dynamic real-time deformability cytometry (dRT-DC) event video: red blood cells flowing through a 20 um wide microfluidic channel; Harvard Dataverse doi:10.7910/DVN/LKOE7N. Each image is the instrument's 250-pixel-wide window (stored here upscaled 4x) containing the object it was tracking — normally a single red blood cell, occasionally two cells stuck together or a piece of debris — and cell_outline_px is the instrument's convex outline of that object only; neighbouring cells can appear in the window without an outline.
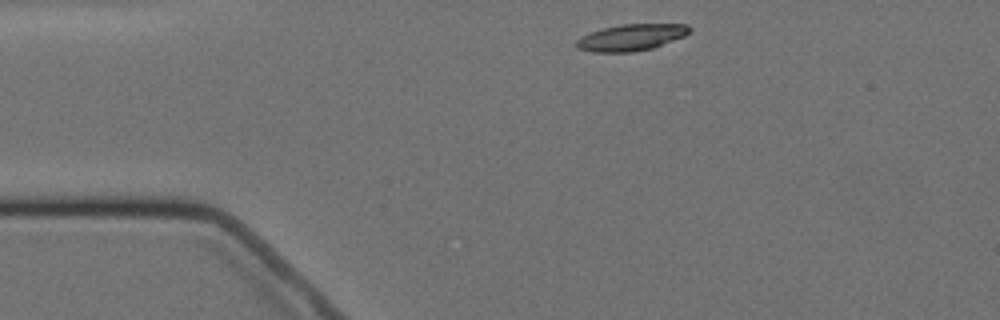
{"species": "Egyptian fruit bat (a non-hibernating species)", "species_latin": "Rousettus aegyptiacus", "temperature_condition": "cold", "stored_images_in_passage": 3, "camera_frame_rate_fps": 3000, "um_per_image_px": 0.085, "animal": {"sex": "female"}, "frame": {"image": 1, "passage_image": 1, "time_ms": 0.0, "image_size_px": [1000, 320], "cell_outline_px": [[692, 28], [684, 36], [652, 48], [632, 52], [592, 52], [576, 48], [576, 40], [592, 32], [604, 28], [620, 24], [688, 24]], "centroid_in_image_um": [53.66, 3.18], "position_along_channel_um": 31.3, "area_um2": 17.28}}
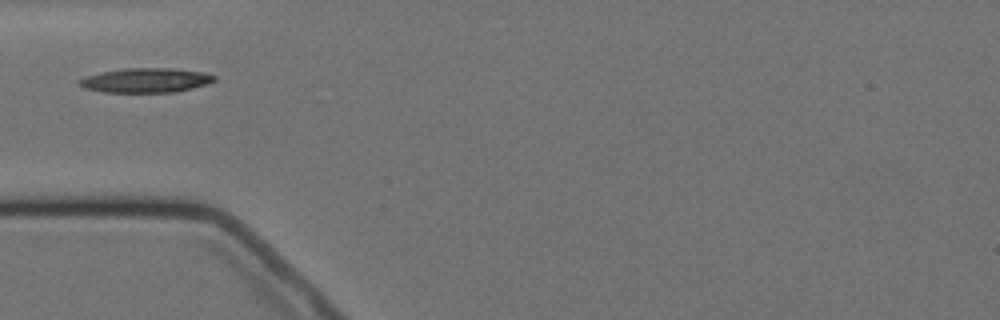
{"frame": {"image": 2, "passage_image": 3, "time_ms": 2.333, "image_size_px": [1000, 320], "cell_outline_px": [[216, 80], [192, 88], [176, 92], [104, 92], [84, 88], [76, 84], [76, 80], [100, 72], [128, 68], [172, 68], [204, 72], [216, 76]], "centroid_in_image_um": [12.36, 6.82], "position_along_channel_um": 72.6, "area_um2": 19.25}}